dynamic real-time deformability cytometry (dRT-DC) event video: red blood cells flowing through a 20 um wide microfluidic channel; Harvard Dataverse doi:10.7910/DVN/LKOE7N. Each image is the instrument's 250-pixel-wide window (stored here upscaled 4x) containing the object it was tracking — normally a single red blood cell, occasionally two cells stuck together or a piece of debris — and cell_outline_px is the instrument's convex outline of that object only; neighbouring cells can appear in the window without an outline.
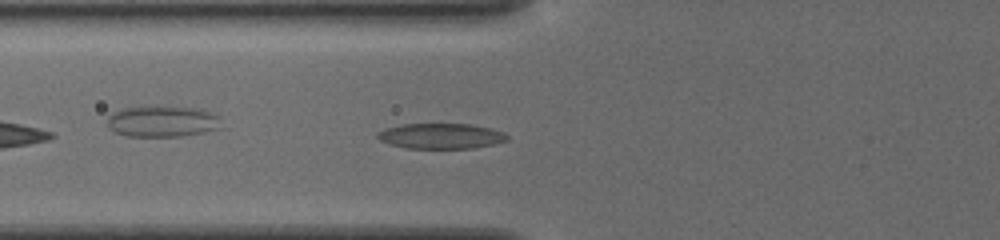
{"species": "common noctule bat (a hibernating species)", "species_latin": "Nyctalus noctula", "temperature_condition": "cold", "stored_images_in_passage": 35, "camera_frame_rate_fps": 3000, "um_per_image_px": 0.085, "animal": {"sex": "female", "body_mass_g": 19.5, "forearm_length_mm": 54.1}, "frame": {"image": 1, "passage_image": 4, "time_ms": 1.0, "image_size_px": [1000, 240], "cell_outline_px": [[508, 140], [492, 144], [472, 148], [408, 148], [392, 144], [380, 140], [376, 136], [384, 128], [404, 124], [468, 124], [488, 128], [504, 132], [508, 136]], "centroid_in_image_um": [37.48, 11.56], "position_along_channel_um": 88.3, "area_um2": 18.84}}
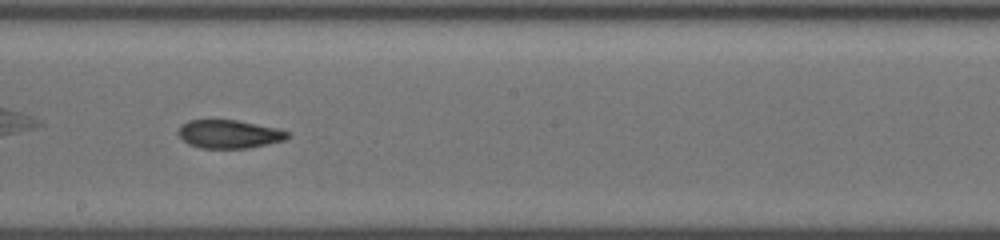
{"frame": {"image": 2, "passage_image": 15, "time_ms": 4.667, "image_size_px": [1000, 240], "cell_outline_px": [[288, 136], [284, 140], [268, 144], [248, 148], [200, 148], [188, 144], [176, 132], [180, 124], [188, 120], [236, 120], [280, 128], [288, 132]], "centroid_in_image_um": [19.45, 11.39], "position_along_channel_um": 228.8, "area_um2": 18.15}}
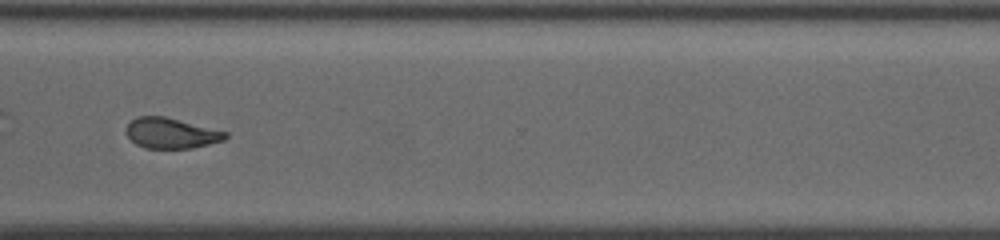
{"frame": {"image": 3, "passage_image": 25, "time_ms": 8.0, "image_size_px": [1000, 240], "cell_outline_px": [[228, 136], [224, 140], [192, 148], [144, 148], [136, 144], [124, 132], [124, 128], [136, 116], [164, 116], [228, 132]], "centroid_in_image_um": [14.52, 11.31], "position_along_channel_um": 356.1, "area_um2": 17.63}, "authors_computed_cell_mechanics": {"area_um2": 18.4382, "velocity_mm_per_s": 3.8188, "shape_relaxation_time_tau1_ms": 7.9229, "shape_relaxation_time_tau2_ms": 3.2095, "deformation_change_tau1": 0.1997, "deformation_change_tau2": 0.1039}}